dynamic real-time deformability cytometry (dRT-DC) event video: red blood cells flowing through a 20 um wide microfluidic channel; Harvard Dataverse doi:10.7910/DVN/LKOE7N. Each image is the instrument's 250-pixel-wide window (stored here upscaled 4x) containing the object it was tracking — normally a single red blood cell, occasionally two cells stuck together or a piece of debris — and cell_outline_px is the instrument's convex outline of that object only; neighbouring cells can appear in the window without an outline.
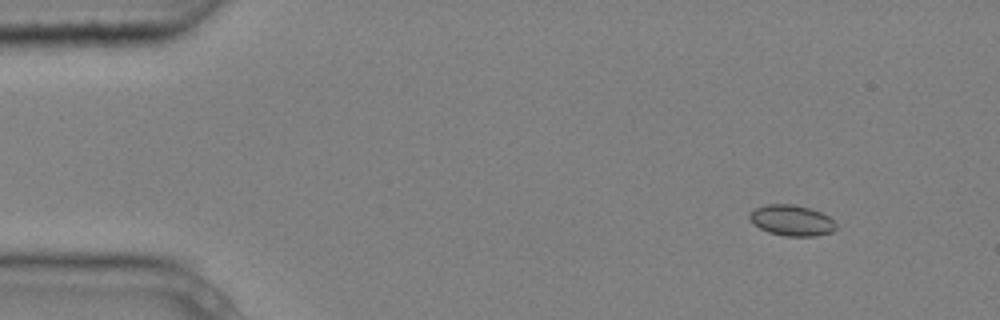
{"species": "common noctule bat (a hibernating species)", "species_latin": "Nyctalus noctula", "temperature_condition": "cold", "stored_images_in_passage": 5, "camera_frame_rate_fps": 3000, "um_per_image_px": 0.085, "animal": {"sex": "male", "body_mass_g": 20.4}, "frame": {"image": 1, "passage_image": 2, "time_ms": 0.333, "image_size_px": [1000, 320], "cell_outline_px": [[836, 228], [832, 232], [816, 236], [784, 236], [768, 232], [752, 224], [748, 216], [748, 212], [756, 208], [768, 204], [792, 204], [808, 208], [820, 212], [828, 216], [836, 224]], "centroid_in_image_um": [67.26, 18.74], "position_along_channel_um": 17.7, "area_um2": 15.55}}